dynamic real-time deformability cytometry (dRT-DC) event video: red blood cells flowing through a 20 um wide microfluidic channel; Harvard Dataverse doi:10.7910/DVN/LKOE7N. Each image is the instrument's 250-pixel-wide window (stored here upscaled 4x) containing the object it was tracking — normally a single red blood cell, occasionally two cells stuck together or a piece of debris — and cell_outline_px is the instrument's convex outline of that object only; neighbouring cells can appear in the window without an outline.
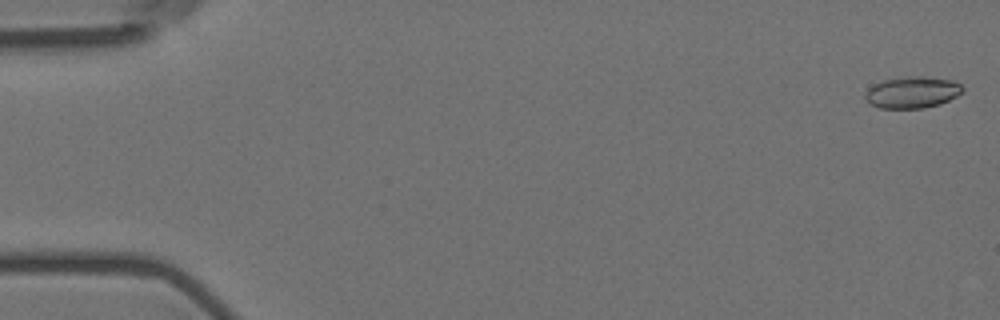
{"species": "Egyptian fruit bat (a non-hibernating species)", "species_latin": "Rousettus aegyptiacus", "temperature_condition": "room temperature", "stored_images_in_passage": 58, "camera_frame_rate_fps": 3000, "um_per_image_px": 0.085, "animal": {"sex": "female"}, "frame": {"image": 1, "passage_image": 2, "time_ms": 0.333, "image_size_px": [1000, 320], "cell_outline_px": [[964, 92], [940, 104], [924, 108], [880, 108], [872, 104], [864, 96], [864, 92], [872, 84], [884, 80], [908, 76], [924, 76], [952, 80], [960, 84], [964, 88]], "centroid_in_image_um": [77.55, 7.84], "position_along_channel_um": 7.5, "area_um2": 17.98}}
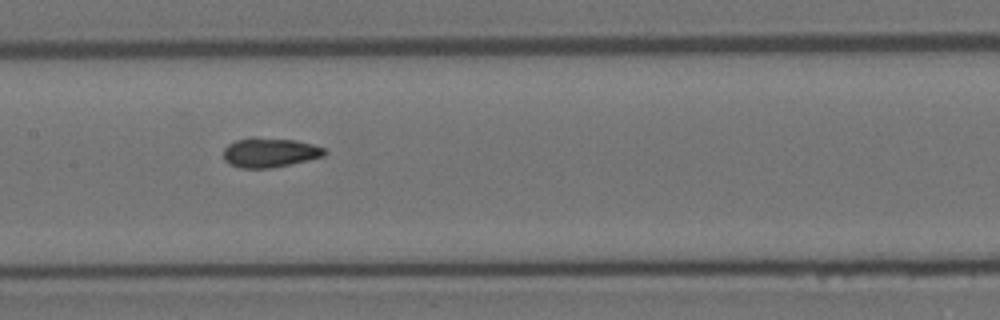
{"frame": {"image": 2, "passage_image": 29, "time_ms": 9.333, "image_size_px": [1000, 320], "cell_outline_px": [[328, 152], [324, 156], [308, 160], [272, 168], [240, 168], [228, 164], [224, 160], [224, 148], [228, 144], [236, 140], [252, 136], [296, 140], [312, 144], [324, 148]], "centroid_in_image_um": [22.91, 12.96], "position_along_channel_um": 184.5, "area_um2": 17.63}}
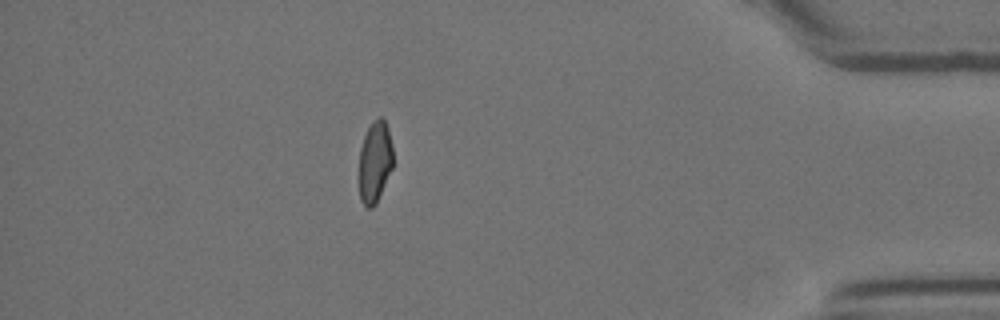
{"frame": {"image": 3, "passage_image": 51, "time_ms": 16.667, "image_size_px": [1000, 320], "cell_outline_px": [[392, 168], [376, 204], [372, 208], [368, 208], [360, 200], [360, 148], [364, 136], [368, 128], [380, 116], [384, 120], [388, 128], [392, 144]], "centroid_in_image_um": [31.87, 13.78], "position_along_channel_um": 403.3, "area_um2": 15.84}, "authors_computed_cell_mechanics": {"area_um2": 17.3978, "velocity_mm_per_s": 3.5924, "shape_relaxation_time_tau1_ms": null, "shape_relaxation_time_tau2_ms": 1.7172, "deformation_change_tau1": null, "deformation_change_tau2": 0.0756}}